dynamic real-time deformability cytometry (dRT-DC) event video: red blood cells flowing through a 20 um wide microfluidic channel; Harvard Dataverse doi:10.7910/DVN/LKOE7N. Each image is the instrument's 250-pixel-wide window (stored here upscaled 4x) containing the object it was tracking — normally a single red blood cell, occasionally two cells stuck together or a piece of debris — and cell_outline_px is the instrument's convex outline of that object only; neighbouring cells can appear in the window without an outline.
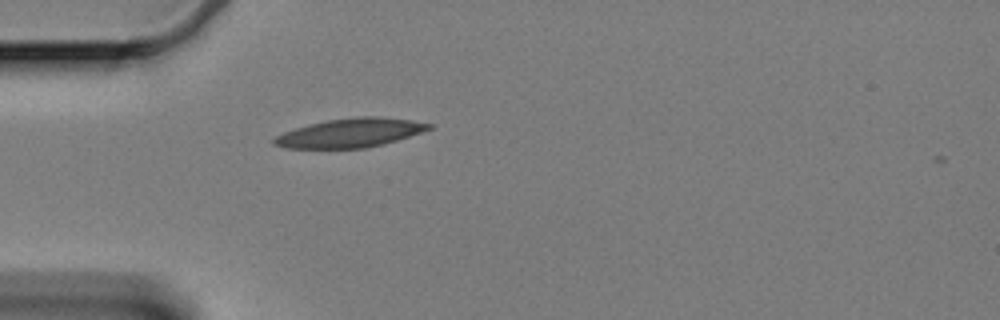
{"species": "Egyptian fruit bat (a non-hibernating species)", "species_latin": "Rousettus aegyptiacus", "temperature_condition": "cold", "stored_images_in_passage": 31, "camera_frame_rate_fps": 3000, "um_per_image_px": 0.085, "animal": {"sex": "female"}, "frame": {"image": 1, "passage_image": 1, "time_ms": 0.0, "image_size_px": [1000, 320], "cell_outline_px": [[432, 128], [384, 144], [364, 148], [284, 148], [272, 144], [272, 140], [276, 136], [284, 132], [308, 124], [328, 120], [356, 116], [376, 116], [412, 120], [432, 124]], "centroid_in_image_um": [29.74, 11.29], "position_along_channel_um": 55.3, "area_um2": 25.95}}
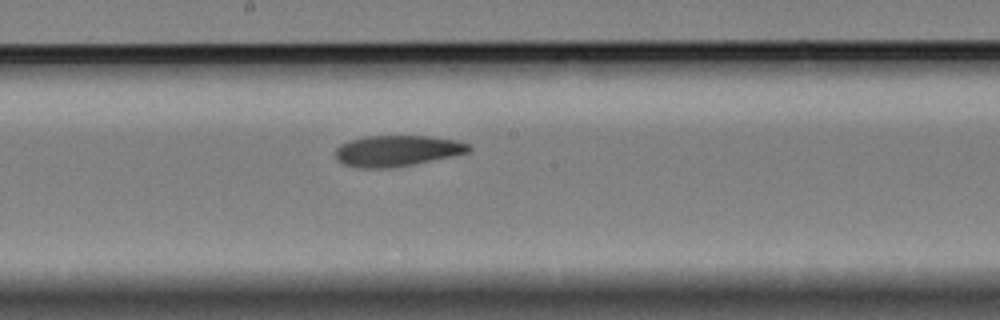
{"frame": {"image": 2, "passage_image": 16, "time_ms": 5.0, "image_size_px": [1000, 320], "cell_outline_px": [[472, 152], [392, 168], [356, 168], [344, 164], [336, 160], [336, 148], [340, 144], [348, 140], [364, 136], [428, 136], [456, 140], [468, 144], [472, 148]], "centroid_in_image_um": [33.73, 12.82], "position_along_channel_um": 214.5, "area_um2": 24.22}}
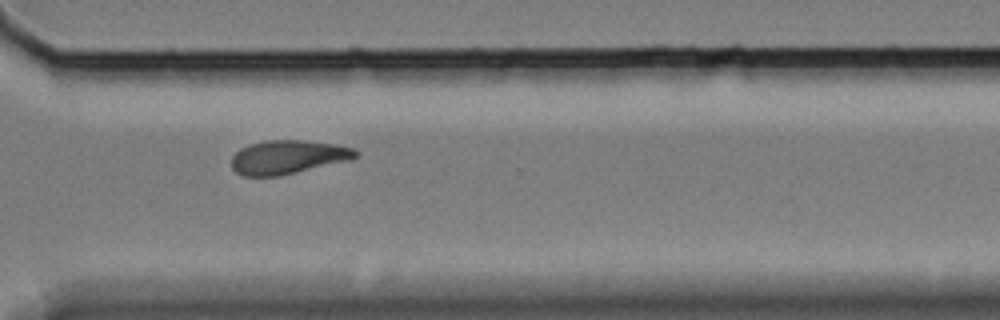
{"frame": {"image": 3, "passage_image": 28, "time_ms": 9.0, "image_size_px": [1000, 320], "cell_outline_px": [[360, 152], [352, 160], [280, 176], [244, 176], [236, 172], [232, 168], [232, 156], [240, 148], [248, 144], [264, 140], [304, 140], [336, 144], [356, 148]], "centroid_in_image_um": [24.5, 13.35], "position_along_channel_um": 346.1, "area_um2": 24.8}, "authors_computed_cell_mechanics": {"area_um2": 24.7962, "velocity_mm_per_s": 3.2956, "shape_relaxation_time_tau1_ms": 6.1134, "shape_relaxation_time_tau2_ms": 6.5591, "deformation_change_tau1": 0.1354, "deformation_change_tau2": 0.1209}}